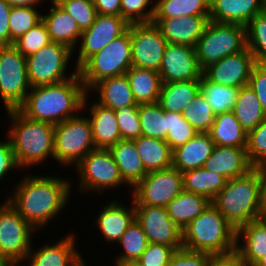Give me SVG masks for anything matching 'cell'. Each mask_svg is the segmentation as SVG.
Masks as SVG:
<instances>
[{"instance_id":"obj_1","label":"cell","mask_w":266,"mask_h":266,"mask_svg":"<svg viewBox=\"0 0 266 266\" xmlns=\"http://www.w3.org/2000/svg\"><path fill=\"white\" fill-rule=\"evenodd\" d=\"M67 180L56 176L26 174L23 180L14 185L12 197L7 198V201L36 231L43 230L68 204L72 183Z\"/></svg>"},{"instance_id":"obj_2","label":"cell","mask_w":266,"mask_h":266,"mask_svg":"<svg viewBox=\"0 0 266 266\" xmlns=\"http://www.w3.org/2000/svg\"><path fill=\"white\" fill-rule=\"evenodd\" d=\"M87 94L77 73L57 84L31 87L18 110L30 119L55 125L84 111Z\"/></svg>"},{"instance_id":"obj_3","label":"cell","mask_w":266,"mask_h":266,"mask_svg":"<svg viewBox=\"0 0 266 266\" xmlns=\"http://www.w3.org/2000/svg\"><path fill=\"white\" fill-rule=\"evenodd\" d=\"M7 116L12 122L7 135L18 169L54 159V124L30 119L18 109L8 110Z\"/></svg>"},{"instance_id":"obj_4","label":"cell","mask_w":266,"mask_h":266,"mask_svg":"<svg viewBox=\"0 0 266 266\" xmlns=\"http://www.w3.org/2000/svg\"><path fill=\"white\" fill-rule=\"evenodd\" d=\"M181 231L186 250L204 252L214 257L235 253L236 230L211 203Z\"/></svg>"},{"instance_id":"obj_5","label":"cell","mask_w":266,"mask_h":266,"mask_svg":"<svg viewBox=\"0 0 266 266\" xmlns=\"http://www.w3.org/2000/svg\"><path fill=\"white\" fill-rule=\"evenodd\" d=\"M259 199V167H254L241 177L227 180L211 204L237 230L259 219Z\"/></svg>"},{"instance_id":"obj_6","label":"cell","mask_w":266,"mask_h":266,"mask_svg":"<svg viewBox=\"0 0 266 266\" xmlns=\"http://www.w3.org/2000/svg\"><path fill=\"white\" fill-rule=\"evenodd\" d=\"M132 67V48L128 29L112 40L101 51L88 58L78 73L85 89L91 88L103 79L120 76Z\"/></svg>"},{"instance_id":"obj_7","label":"cell","mask_w":266,"mask_h":266,"mask_svg":"<svg viewBox=\"0 0 266 266\" xmlns=\"http://www.w3.org/2000/svg\"><path fill=\"white\" fill-rule=\"evenodd\" d=\"M246 47L245 26L209 20L195 46L198 65L203 72L222 58L241 52Z\"/></svg>"},{"instance_id":"obj_8","label":"cell","mask_w":266,"mask_h":266,"mask_svg":"<svg viewBox=\"0 0 266 266\" xmlns=\"http://www.w3.org/2000/svg\"><path fill=\"white\" fill-rule=\"evenodd\" d=\"M96 149L87 116L76 115L54 125V159L62 166H75Z\"/></svg>"},{"instance_id":"obj_9","label":"cell","mask_w":266,"mask_h":266,"mask_svg":"<svg viewBox=\"0 0 266 266\" xmlns=\"http://www.w3.org/2000/svg\"><path fill=\"white\" fill-rule=\"evenodd\" d=\"M73 52L66 45L50 42L38 52L27 56L26 66L30 86L57 84L74 77L78 73L76 67L71 74L66 73Z\"/></svg>"},{"instance_id":"obj_10","label":"cell","mask_w":266,"mask_h":266,"mask_svg":"<svg viewBox=\"0 0 266 266\" xmlns=\"http://www.w3.org/2000/svg\"><path fill=\"white\" fill-rule=\"evenodd\" d=\"M35 232L7 200L0 204V258L4 262L23 263Z\"/></svg>"},{"instance_id":"obj_11","label":"cell","mask_w":266,"mask_h":266,"mask_svg":"<svg viewBox=\"0 0 266 266\" xmlns=\"http://www.w3.org/2000/svg\"><path fill=\"white\" fill-rule=\"evenodd\" d=\"M30 89L26 57L14 45L0 46V97L6 111L18 109Z\"/></svg>"},{"instance_id":"obj_12","label":"cell","mask_w":266,"mask_h":266,"mask_svg":"<svg viewBox=\"0 0 266 266\" xmlns=\"http://www.w3.org/2000/svg\"><path fill=\"white\" fill-rule=\"evenodd\" d=\"M79 176L78 189L102 193L111 188L126 184L120 174L117 163L108 149L90 151L76 166Z\"/></svg>"},{"instance_id":"obj_13","label":"cell","mask_w":266,"mask_h":266,"mask_svg":"<svg viewBox=\"0 0 266 266\" xmlns=\"http://www.w3.org/2000/svg\"><path fill=\"white\" fill-rule=\"evenodd\" d=\"M131 190L134 206L166 207L184 190L182 173L173 167L148 172Z\"/></svg>"},{"instance_id":"obj_14","label":"cell","mask_w":266,"mask_h":266,"mask_svg":"<svg viewBox=\"0 0 266 266\" xmlns=\"http://www.w3.org/2000/svg\"><path fill=\"white\" fill-rule=\"evenodd\" d=\"M132 66L159 71L167 42L153 23L129 24Z\"/></svg>"},{"instance_id":"obj_15","label":"cell","mask_w":266,"mask_h":266,"mask_svg":"<svg viewBox=\"0 0 266 266\" xmlns=\"http://www.w3.org/2000/svg\"><path fill=\"white\" fill-rule=\"evenodd\" d=\"M135 220L141 225L148 242L183 248L182 231L163 206H134Z\"/></svg>"},{"instance_id":"obj_16","label":"cell","mask_w":266,"mask_h":266,"mask_svg":"<svg viewBox=\"0 0 266 266\" xmlns=\"http://www.w3.org/2000/svg\"><path fill=\"white\" fill-rule=\"evenodd\" d=\"M129 24L117 15L97 14L94 23L82 31L79 54L76 60L78 69L88 58L101 51L112 40L122 35Z\"/></svg>"},{"instance_id":"obj_17","label":"cell","mask_w":266,"mask_h":266,"mask_svg":"<svg viewBox=\"0 0 266 266\" xmlns=\"http://www.w3.org/2000/svg\"><path fill=\"white\" fill-rule=\"evenodd\" d=\"M255 64V57L246 47L243 51L228 55L218 63L210 65L202 74L210 82L241 88L248 85Z\"/></svg>"},{"instance_id":"obj_18","label":"cell","mask_w":266,"mask_h":266,"mask_svg":"<svg viewBox=\"0 0 266 266\" xmlns=\"http://www.w3.org/2000/svg\"><path fill=\"white\" fill-rule=\"evenodd\" d=\"M158 73L162 83L200 80L202 71L197 62L195 48L168 43Z\"/></svg>"},{"instance_id":"obj_19","label":"cell","mask_w":266,"mask_h":266,"mask_svg":"<svg viewBox=\"0 0 266 266\" xmlns=\"http://www.w3.org/2000/svg\"><path fill=\"white\" fill-rule=\"evenodd\" d=\"M75 236L70 233L59 242L32 250L26 256L25 266H87L75 244ZM29 259V260H28ZM27 264V265H26Z\"/></svg>"},{"instance_id":"obj_20","label":"cell","mask_w":266,"mask_h":266,"mask_svg":"<svg viewBox=\"0 0 266 266\" xmlns=\"http://www.w3.org/2000/svg\"><path fill=\"white\" fill-rule=\"evenodd\" d=\"M209 21V16H182L177 18H153L162 36L169 44L196 46Z\"/></svg>"},{"instance_id":"obj_21","label":"cell","mask_w":266,"mask_h":266,"mask_svg":"<svg viewBox=\"0 0 266 266\" xmlns=\"http://www.w3.org/2000/svg\"><path fill=\"white\" fill-rule=\"evenodd\" d=\"M266 8V0H210L209 20L246 26Z\"/></svg>"},{"instance_id":"obj_22","label":"cell","mask_w":266,"mask_h":266,"mask_svg":"<svg viewBox=\"0 0 266 266\" xmlns=\"http://www.w3.org/2000/svg\"><path fill=\"white\" fill-rule=\"evenodd\" d=\"M203 168L229 180L247 174L254 166L248 160L246 148L215 145Z\"/></svg>"},{"instance_id":"obj_23","label":"cell","mask_w":266,"mask_h":266,"mask_svg":"<svg viewBox=\"0 0 266 266\" xmlns=\"http://www.w3.org/2000/svg\"><path fill=\"white\" fill-rule=\"evenodd\" d=\"M104 205L96 218V224L104 239L114 244V242L116 243L120 240L123 233L135 220L133 199L132 208L122 205L118 200L109 201V203Z\"/></svg>"},{"instance_id":"obj_24","label":"cell","mask_w":266,"mask_h":266,"mask_svg":"<svg viewBox=\"0 0 266 266\" xmlns=\"http://www.w3.org/2000/svg\"><path fill=\"white\" fill-rule=\"evenodd\" d=\"M89 108L91 115L88 119L96 149H109L122 140L116 113L113 109L105 107L97 101L91 103Z\"/></svg>"},{"instance_id":"obj_25","label":"cell","mask_w":266,"mask_h":266,"mask_svg":"<svg viewBox=\"0 0 266 266\" xmlns=\"http://www.w3.org/2000/svg\"><path fill=\"white\" fill-rule=\"evenodd\" d=\"M235 253L249 266L266 254V221L257 219L236 230Z\"/></svg>"},{"instance_id":"obj_26","label":"cell","mask_w":266,"mask_h":266,"mask_svg":"<svg viewBox=\"0 0 266 266\" xmlns=\"http://www.w3.org/2000/svg\"><path fill=\"white\" fill-rule=\"evenodd\" d=\"M214 146L209 133H198L173 150L172 167L181 173L203 167Z\"/></svg>"},{"instance_id":"obj_27","label":"cell","mask_w":266,"mask_h":266,"mask_svg":"<svg viewBox=\"0 0 266 266\" xmlns=\"http://www.w3.org/2000/svg\"><path fill=\"white\" fill-rule=\"evenodd\" d=\"M49 13L42 14V21L46 25L52 42L66 45L75 51L81 39L82 31L77 22L64 11L55 1H52Z\"/></svg>"},{"instance_id":"obj_28","label":"cell","mask_w":266,"mask_h":266,"mask_svg":"<svg viewBox=\"0 0 266 266\" xmlns=\"http://www.w3.org/2000/svg\"><path fill=\"white\" fill-rule=\"evenodd\" d=\"M119 168L123 181L133 189L147 174L134 140H120L108 149Z\"/></svg>"},{"instance_id":"obj_29","label":"cell","mask_w":266,"mask_h":266,"mask_svg":"<svg viewBox=\"0 0 266 266\" xmlns=\"http://www.w3.org/2000/svg\"><path fill=\"white\" fill-rule=\"evenodd\" d=\"M91 90L98 92V103L114 111L127 106H139L135 101L126 74L103 79L97 82Z\"/></svg>"},{"instance_id":"obj_30","label":"cell","mask_w":266,"mask_h":266,"mask_svg":"<svg viewBox=\"0 0 266 266\" xmlns=\"http://www.w3.org/2000/svg\"><path fill=\"white\" fill-rule=\"evenodd\" d=\"M200 92V80L162 83L158 103L164 111L182 113Z\"/></svg>"},{"instance_id":"obj_31","label":"cell","mask_w":266,"mask_h":266,"mask_svg":"<svg viewBox=\"0 0 266 266\" xmlns=\"http://www.w3.org/2000/svg\"><path fill=\"white\" fill-rule=\"evenodd\" d=\"M208 133L216 146L247 148L248 134L232 111L215 115Z\"/></svg>"},{"instance_id":"obj_32","label":"cell","mask_w":266,"mask_h":266,"mask_svg":"<svg viewBox=\"0 0 266 266\" xmlns=\"http://www.w3.org/2000/svg\"><path fill=\"white\" fill-rule=\"evenodd\" d=\"M134 142L147 173L172 167L173 151L166 141L140 136Z\"/></svg>"},{"instance_id":"obj_33","label":"cell","mask_w":266,"mask_h":266,"mask_svg":"<svg viewBox=\"0 0 266 266\" xmlns=\"http://www.w3.org/2000/svg\"><path fill=\"white\" fill-rule=\"evenodd\" d=\"M126 75L137 104L158 102L162 87L158 71L132 66Z\"/></svg>"},{"instance_id":"obj_34","label":"cell","mask_w":266,"mask_h":266,"mask_svg":"<svg viewBox=\"0 0 266 266\" xmlns=\"http://www.w3.org/2000/svg\"><path fill=\"white\" fill-rule=\"evenodd\" d=\"M211 201L206 197L183 190L166 209L173 222L182 230L187 224L197 218Z\"/></svg>"},{"instance_id":"obj_35","label":"cell","mask_w":266,"mask_h":266,"mask_svg":"<svg viewBox=\"0 0 266 266\" xmlns=\"http://www.w3.org/2000/svg\"><path fill=\"white\" fill-rule=\"evenodd\" d=\"M232 112L247 134L266 118L260 100L248 85L240 88Z\"/></svg>"},{"instance_id":"obj_36","label":"cell","mask_w":266,"mask_h":266,"mask_svg":"<svg viewBox=\"0 0 266 266\" xmlns=\"http://www.w3.org/2000/svg\"><path fill=\"white\" fill-rule=\"evenodd\" d=\"M183 189L202 195L212 201L225 186L227 179L219 174L210 172L203 167L182 173Z\"/></svg>"},{"instance_id":"obj_37","label":"cell","mask_w":266,"mask_h":266,"mask_svg":"<svg viewBox=\"0 0 266 266\" xmlns=\"http://www.w3.org/2000/svg\"><path fill=\"white\" fill-rule=\"evenodd\" d=\"M200 91L211 106L213 113L217 115L233 111L240 88L210 82L202 74L200 77Z\"/></svg>"},{"instance_id":"obj_38","label":"cell","mask_w":266,"mask_h":266,"mask_svg":"<svg viewBox=\"0 0 266 266\" xmlns=\"http://www.w3.org/2000/svg\"><path fill=\"white\" fill-rule=\"evenodd\" d=\"M154 18L209 16L210 0H156Z\"/></svg>"},{"instance_id":"obj_39","label":"cell","mask_w":266,"mask_h":266,"mask_svg":"<svg viewBox=\"0 0 266 266\" xmlns=\"http://www.w3.org/2000/svg\"><path fill=\"white\" fill-rule=\"evenodd\" d=\"M141 136L164 140L167 135V118L158 102L139 104Z\"/></svg>"},{"instance_id":"obj_40","label":"cell","mask_w":266,"mask_h":266,"mask_svg":"<svg viewBox=\"0 0 266 266\" xmlns=\"http://www.w3.org/2000/svg\"><path fill=\"white\" fill-rule=\"evenodd\" d=\"M117 243L124 250L115 258V262H136L149 242L141 225L134 220Z\"/></svg>"},{"instance_id":"obj_41","label":"cell","mask_w":266,"mask_h":266,"mask_svg":"<svg viewBox=\"0 0 266 266\" xmlns=\"http://www.w3.org/2000/svg\"><path fill=\"white\" fill-rule=\"evenodd\" d=\"M246 28V44L256 63L266 64V8L251 19Z\"/></svg>"},{"instance_id":"obj_42","label":"cell","mask_w":266,"mask_h":266,"mask_svg":"<svg viewBox=\"0 0 266 266\" xmlns=\"http://www.w3.org/2000/svg\"><path fill=\"white\" fill-rule=\"evenodd\" d=\"M37 6H12L9 17L11 45L42 20Z\"/></svg>"},{"instance_id":"obj_43","label":"cell","mask_w":266,"mask_h":266,"mask_svg":"<svg viewBox=\"0 0 266 266\" xmlns=\"http://www.w3.org/2000/svg\"><path fill=\"white\" fill-rule=\"evenodd\" d=\"M182 115L198 133H208L215 119V114L201 91L192 99Z\"/></svg>"},{"instance_id":"obj_44","label":"cell","mask_w":266,"mask_h":266,"mask_svg":"<svg viewBox=\"0 0 266 266\" xmlns=\"http://www.w3.org/2000/svg\"><path fill=\"white\" fill-rule=\"evenodd\" d=\"M167 118V135L165 141L173 151L179 146L186 144L198 132L186 121L182 113L165 111Z\"/></svg>"},{"instance_id":"obj_45","label":"cell","mask_w":266,"mask_h":266,"mask_svg":"<svg viewBox=\"0 0 266 266\" xmlns=\"http://www.w3.org/2000/svg\"><path fill=\"white\" fill-rule=\"evenodd\" d=\"M64 11H66L79 26L81 31L88 29L97 16L93 0H56Z\"/></svg>"},{"instance_id":"obj_46","label":"cell","mask_w":266,"mask_h":266,"mask_svg":"<svg viewBox=\"0 0 266 266\" xmlns=\"http://www.w3.org/2000/svg\"><path fill=\"white\" fill-rule=\"evenodd\" d=\"M50 42L52 41L46 25L41 20L38 24L16 40L13 45L24 57H27L38 52L42 47Z\"/></svg>"},{"instance_id":"obj_47","label":"cell","mask_w":266,"mask_h":266,"mask_svg":"<svg viewBox=\"0 0 266 266\" xmlns=\"http://www.w3.org/2000/svg\"><path fill=\"white\" fill-rule=\"evenodd\" d=\"M246 151L254 167L266 166V118L248 133Z\"/></svg>"},{"instance_id":"obj_48","label":"cell","mask_w":266,"mask_h":266,"mask_svg":"<svg viewBox=\"0 0 266 266\" xmlns=\"http://www.w3.org/2000/svg\"><path fill=\"white\" fill-rule=\"evenodd\" d=\"M152 0H121V17L128 24L150 23L153 21L155 6L149 4Z\"/></svg>"},{"instance_id":"obj_49","label":"cell","mask_w":266,"mask_h":266,"mask_svg":"<svg viewBox=\"0 0 266 266\" xmlns=\"http://www.w3.org/2000/svg\"><path fill=\"white\" fill-rule=\"evenodd\" d=\"M139 106H127L115 111L121 139L134 140L141 136Z\"/></svg>"},{"instance_id":"obj_50","label":"cell","mask_w":266,"mask_h":266,"mask_svg":"<svg viewBox=\"0 0 266 266\" xmlns=\"http://www.w3.org/2000/svg\"><path fill=\"white\" fill-rule=\"evenodd\" d=\"M175 251L172 246L149 242L136 263L139 266H167Z\"/></svg>"},{"instance_id":"obj_51","label":"cell","mask_w":266,"mask_h":266,"mask_svg":"<svg viewBox=\"0 0 266 266\" xmlns=\"http://www.w3.org/2000/svg\"><path fill=\"white\" fill-rule=\"evenodd\" d=\"M213 257L204 252L181 248L173 253L167 266H210Z\"/></svg>"},{"instance_id":"obj_52","label":"cell","mask_w":266,"mask_h":266,"mask_svg":"<svg viewBox=\"0 0 266 266\" xmlns=\"http://www.w3.org/2000/svg\"><path fill=\"white\" fill-rule=\"evenodd\" d=\"M248 86L256 93L266 113V64L256 63L254 65Z\"/></svg>"},{"instance_id":"obj_53","label":"cell","mask_w":266,"mask_h":266,"mask_svg":"<svg viewBox=\"0 0 266 266\" xmlns=\"http://www.w3.org/2000/svg\"><path fill=\"white\" fill-rule=\"evenodd\" d=\"M8 139L5 141H0V181L3 176L6 177L10 170H15L18 168L17 163L14 158L13 148L11 142Z\"/></svg>"},{"instance_id":"obj_54","label":"cell","mask_w":266,"mask_h":266,"mask_svg":"<svg viewBox=\"0 0 266 266\" xmlns=\"http://www.w3.org/2000/svg\"><path fill=\"white\" fill-rule=\"evenodd\" d=\"M11 5L4 0H0V46L11 45L9 31V17Z\"/></svg>"},{"instance_id":"obj_55","label":"cell","mask_w":266,"mask_h":266,"mask_svg":"<svg viewBox=\"0 0 266 266\" xmlns=\"http://www.w3.org/2000/svg\"><path fill=\"white\" fill-rule=\"evenodd\" d=\"M97 14L121 16V0H93Z\"/></svg>"},{"instance_id":"obj_56","label":"cell","mask_w":266,"mask_h":266,"mask_svg":"<svg viewBox=\"0 0 266 266\" xmlns=\"http://www.w3.org/2000/svg\"><path fill=\"white\" fill-rule=\"evenodd\" d=\"M259 175H260L259 219L266 221V166H259Z\"/></svg>"},{"instance_id":"obj_57","label":"cell","mask_w":266,"mask_h":266,"mask_svg":"<svg viewBox=\"0 0 266 266\" xmlns=\"http://www.w3.org/2000/svg\"><path fill=\"white\" fill-rule=\"evenodd\" d=\"M210 266H249L236 253L227 256L213 257Z\"/></svg>"},{"instance_id":"obj_58","label":"cell","mask_w":266,"mask_h":266,"mask_svg":"<svg viewBox=\"0 0 266 266\" xmlns=\"http://www.w3.org/2000/svg\"><path fill=\"white\" fill-rule=\"evenodd\" d=\"M11 6H39L44 0H4Z\"/></svg>"},{"instance_id":"obj_59","label":"cell","mask_w":266,"mask_h":266,"mask_svg":"<svg viewBox=\"0 0 266 266\" xmlns=\"http://www.w3.org/2000/svg\"><path fill=\"white\" fill-rule=\"evenodd\" d=\"M115 266H139L136 262H115Z\"/></svg>"},{"instance_id":"obj_60","label":"cell","mask_w":266,"mask_h":266,"mask_svg":"<svg viewBox=\"0 0 266 266\" xmlns=\"http://www.w3.org/2000/svg\"><path fill=\"white\" fill-rule=\"evenodd\" d=\"M253 266H266V254L263 255Z\"/></svg>"},{"instance_id":"obj_61","label":"cell","mask_w":266,"mask_h":266,"mask_svg":"<svg viewBox=\"0 0 266 266\" xmlns=\"http://www.w3.org/2000/svg\"><path fill=\"white\" fill-rule=\"evenodd\" d=\"M1 266H25L24 264L20 263H10V262H4Z\"/></svg>"},{"instance_id":"obj_62","label":"cell","mask_w":266,"mask_h":266,"mask_svg":"<svg viewBox=\"0 0 266 266\" xmlns=\"http://www.w3.org/2000/svg\"><path fill=\"white\" fill-rule=\"evenodd\" d=\"M4 263V261L0 258V266Z\"/></svg>"}]
</instances>
